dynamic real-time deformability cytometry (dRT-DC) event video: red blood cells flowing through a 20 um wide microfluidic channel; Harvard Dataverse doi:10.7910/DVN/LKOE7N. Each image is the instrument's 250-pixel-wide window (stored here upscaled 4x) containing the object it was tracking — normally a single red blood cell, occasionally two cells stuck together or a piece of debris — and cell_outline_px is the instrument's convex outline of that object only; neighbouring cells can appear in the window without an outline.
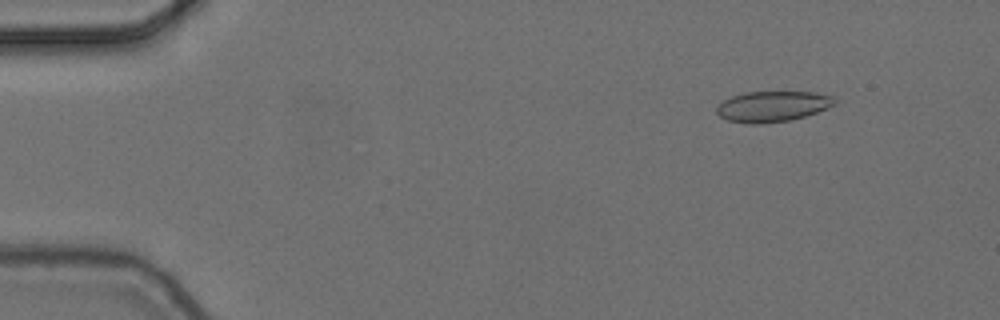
{"species": "common noctule bat (a hibernating species)", "species_latin": "Nyctalus noctula", "temperature_condition": "cold", "stored_images_in_passage": 5, "camera_frame_rate_fps": 3000, "um_per_image_px": 0.085, "animal": {"sex": "female", "body_mass_g": 24.6, "forearm_length_mm": 56.2}, "frame": {"image": 1, "passage_image": 2, "time_ms": 0.333, "image_size_px": [1000, 320], "cell_outline_px": [[836, 104], [828, 108], [804, 116], [788, 120], [760, 124], [748, 124], [728, 120], [720, 116], [716, 112], [716, 108], [724, 100], [732, 96], [744, 92], [816, 92], [836, 96]], "centroid_in_image_um": [65.7, 9.03], "position_along_channel_um": 19.3, "area_um2": 21.1}}
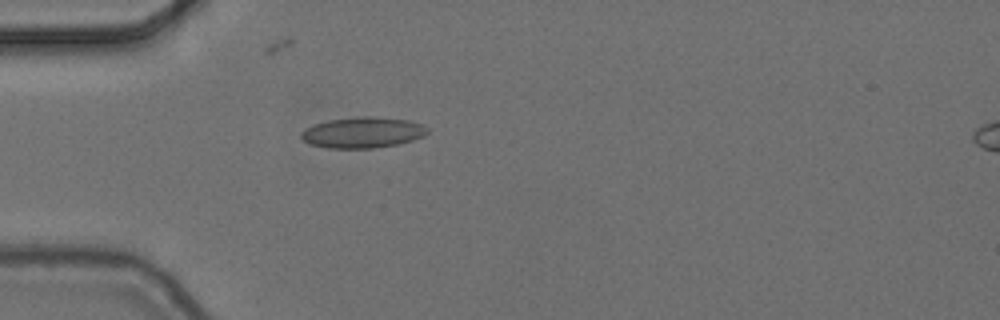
{"frame": {"image": 2, "passage_image": 5, "time_ms": 1.333, "image_size_px": [1000, 320], "cell_outline_px": [[428, 132], [424, 136], [400, 144], [372, 148], [328, 148], [312, 144], [304, 140], [300, 136], [300, 132], [304, 128], [328, 120], [360, 116], [372, 116], [408, 120], [420, 124], [428, 128]], "centroid_in_image_um": [30.83, 11.26], "position_along_channel_um": 54.2, "area_um2": 22.66}}